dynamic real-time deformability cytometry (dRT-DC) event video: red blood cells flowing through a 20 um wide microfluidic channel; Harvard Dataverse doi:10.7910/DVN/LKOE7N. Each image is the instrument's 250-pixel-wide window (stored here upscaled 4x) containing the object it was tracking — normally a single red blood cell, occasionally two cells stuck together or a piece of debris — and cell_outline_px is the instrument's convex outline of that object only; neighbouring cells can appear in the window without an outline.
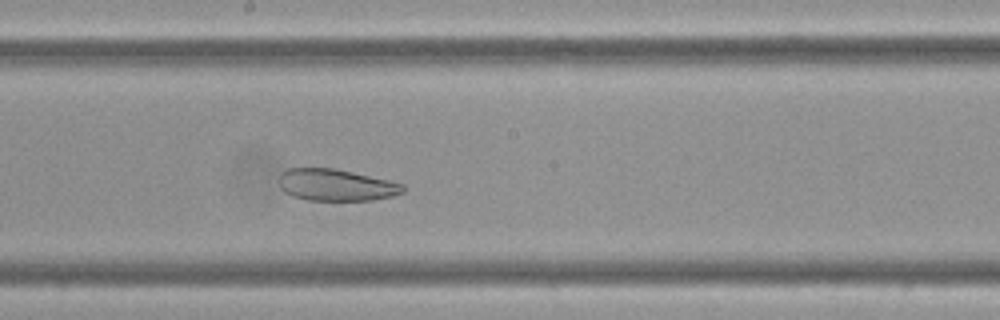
{"species": "Egyptian fruit bat (a non-hibernating species)", "species_latin": "Rousettus aegyptiacus", "temperature_condition": "cold", "stored_images_in_passage": 8, "camera_frame_rate_fps": 3000, "um_per_image_px": 0.085, "frame": {"image": 1, "passage_image": 8, "time_ms": 2.333, "image_size_px": [1000, 320], "cell_outline_px": [[404, 192], [392, 196], [372, 200], [308, 200], [292, 196], [284, 192], [280, 188], [280, 172], [288, 168], [332, 168], [352, 172], [388, 180], [404, 184]], "centroid_in_image_um": [28.54, 15.72], "position_along_channel_um": 219.7, "area_um2": 22.89}}